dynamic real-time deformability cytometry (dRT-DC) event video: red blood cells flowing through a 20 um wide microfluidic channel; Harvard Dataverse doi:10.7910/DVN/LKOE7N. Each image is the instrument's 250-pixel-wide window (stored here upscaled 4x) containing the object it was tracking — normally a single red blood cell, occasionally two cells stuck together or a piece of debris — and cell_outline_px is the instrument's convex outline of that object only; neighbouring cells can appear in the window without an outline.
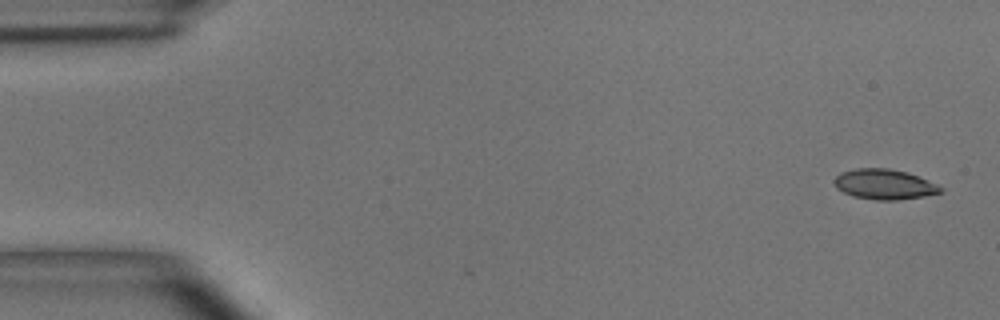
{"species": "common noctule bat (a hibernating species)", "species_latin": "Nyctalus noctula", "temperature_condition": "room temperature", "stored_images_in_passage": 9, "camera_frame_rate_fps": 3000, "um_per_image_px": 0.085, "animal": {"sex": "male", "body_mass_g": 15.6}, "frame": {"image": 1, "passage_image": 1, "time_ms": 0.0, "image_size_px": [1000, 320], "cell_outline_px": [[944, 192], [924, 196], [896, 200], [876, 200], [852, 196], [836, 188], [832, 180], [840, 172], [856, 168], [888, 168], [904, 172], [916, 176], [936, 184], [944, 188]], "centroid_in_image_um": [75.13, 15.67], "position_along_channel_um": 9.9, "area_um2": 18.67}}
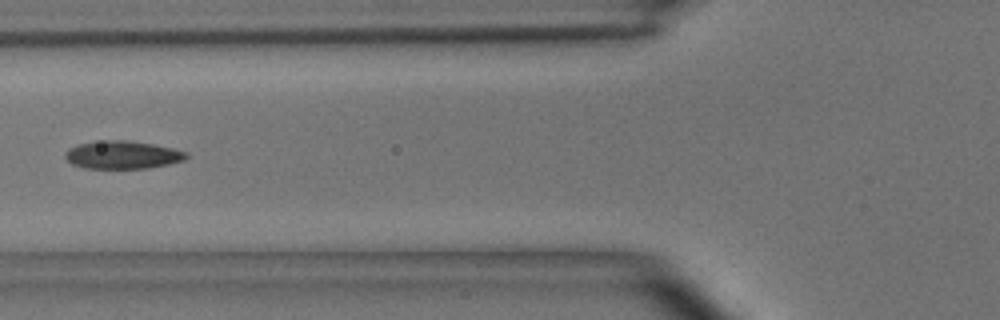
{"frame": {"image": 2, "passage_image": 6, "time_ms": 6.0, "image_size_px": [1000, 320], "cell_outline_px": [[188, 156], [184, 160], [168, 164], [148, 168], [84, 168], [72, 164], [64, 156], [64, 152], [68, 148], [80, 144], [108, 140], [124, 140], [152, 144], [172, 148], [188, 152]], "centroid_in_image_um": [10.41, 13.17], "position_along_channel_um": 115.4, "area_um2": 19.54}}